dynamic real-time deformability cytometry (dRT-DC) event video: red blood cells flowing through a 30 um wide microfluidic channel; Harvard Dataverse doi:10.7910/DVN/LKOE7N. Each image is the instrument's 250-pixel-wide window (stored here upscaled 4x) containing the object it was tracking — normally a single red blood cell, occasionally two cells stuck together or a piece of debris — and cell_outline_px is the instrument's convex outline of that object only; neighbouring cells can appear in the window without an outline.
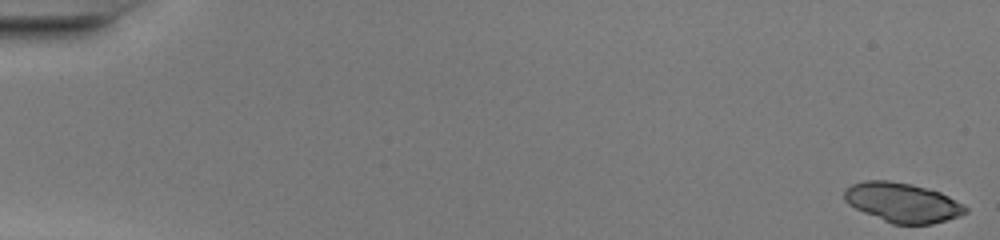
{"species": "common noctule bat (a hibernating species)", "species_latin": "Nyctalus noctula", "temperature_condition": "warm", "stored_images_in_passage": 49, "camera_frame_rate_fps": 3000, "um_per_image_px": 0.085, "animal": {"sex": "female", "body_mass_g": 20.0, "forearm_length_mm": 54.0}, "frame": {"image": 1, "passage_image": 1, "time_ms": 0.0, "image_size_px": [1000, 240], "cell_outline_px": [[968, 212], [960, 216], [932, 224], [892, 224], [864, 212], [848, 204], [844, 200], [844, 188], [852, 184], [864, 180], [888, 180], [912, 184], [940, 192], [964, 204], [968, 208]], "centroid_in_image_um": [76.71, 17.21], "position_along_channel_um": 8.3, "area_um2": 27.98}}
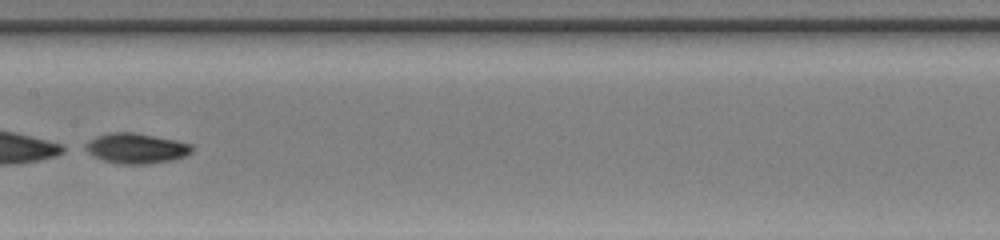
{"frame": {"image": 2, "passage_image": 27, "time_ms": 8.667, "image_size_px": [1000, 240], "cell_outline_px": [[196, 148], [192, 152], [184, 156], [172, 160], [152, 164], [120, 164], [104, 160], [92, 156], [80, 148], [80, 144], [96, 136], [112, 132], [136, 132], [176, 140], [192, 144]], "centroid_in_image_um": [11.52, 12.6], "position_along_channel_um": 195.9, "area_um2": 19.36}, "authors_computed_cell_mechanics": {"area_um2": 29.189, "velocity_mm_per_s": 4.2676, "shape_relaxation_time_tau1_ms": 1.4348, "shape_relaxation_time_tau2_ms": null, "deformation_change_tau1": 0.2926, "deformation_change_tau2": null}}